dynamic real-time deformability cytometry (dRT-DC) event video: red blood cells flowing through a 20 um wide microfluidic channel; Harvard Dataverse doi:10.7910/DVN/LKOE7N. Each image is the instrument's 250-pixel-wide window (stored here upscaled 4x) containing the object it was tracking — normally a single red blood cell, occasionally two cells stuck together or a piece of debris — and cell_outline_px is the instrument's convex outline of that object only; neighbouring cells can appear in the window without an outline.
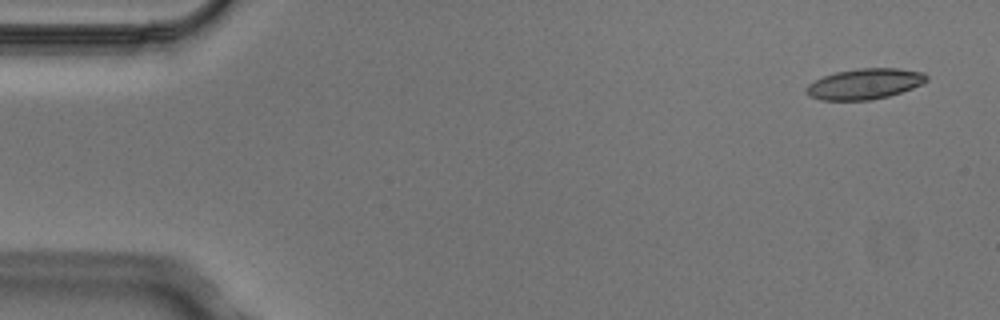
{"species": "Egyptian fruit bat (a non-hibernating species)", "species_latin": "Rousettus aegyptiacus", "temperature_condition": "cold", "stored_images_in_passage": 7, "camera_frame_rate_fps": 3000, "um_per_image_px": 0.085, "animal": {"sex": "male"}, "frame": {"image": 1, "passage_image": 1, "time_ms": 0.0, "image_size_px": [1000, 320], "cell_outline_px": [[928, 80], [912, 88], [888, 96], [872, 100], [820, 100], [804, 92], [804, 88], [808, 84], [824, 76], [836, 72], [860, 68], [900, 68], [924, 72], [928, 76]], "centroid_in_image_um": [73.5, 7.12], "position_along_channel_um": 11.5, "area_um2": 21.44}}
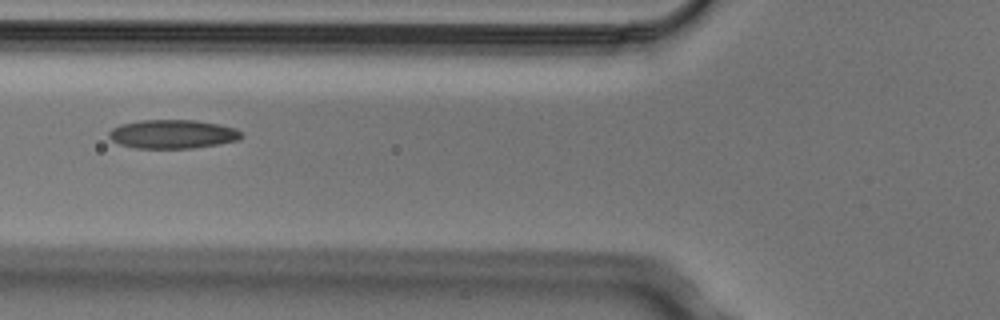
{"frame": {"image": 2, "passage_image": 5, "time_ms": 1.333, "image_size_px": [1000, 320], "cell_outline_px": [[244, 136], [240, 140], [220, 144], [192, 148], [136, 148], [120, 144], [112, 140], [108, 136], [108, 132], [112, 128], [120, 124], [140, 120], [196, 120], [220, 124], [236, 128]], "centroid_in_image_um": [14.7, 11.39], "position_along_channel_um": 111.1, "area_um2": 22.43}}
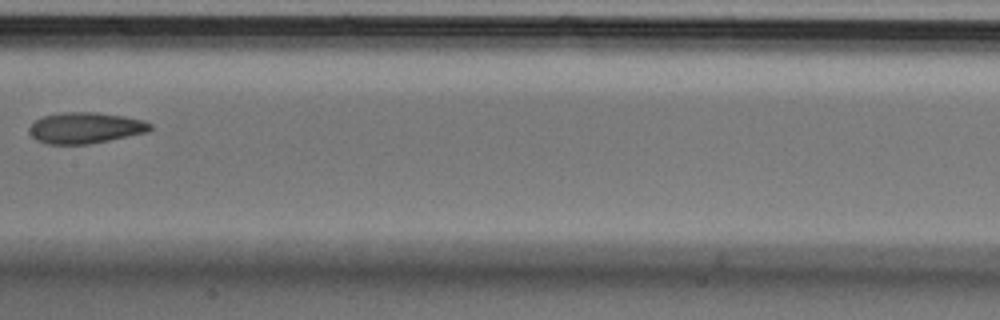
{"frame": {"image": 3, "passage_image": 7, "time_ms": 2.0, "image_size_px": [1000, 320], "cell_outline_px": [[152, 128], [148, 132], [88, 144], [48, 144], [36, 140], [28, 132], [28, 128], [36, 120], [44, 116], [64, 112], [96, 112], [124, 116], [144, 120], [152, 124]], "centroid_in_image_um": [7.26, 10.87], "position_along_channel_um": 200.1, "area_um2": 21.85}}